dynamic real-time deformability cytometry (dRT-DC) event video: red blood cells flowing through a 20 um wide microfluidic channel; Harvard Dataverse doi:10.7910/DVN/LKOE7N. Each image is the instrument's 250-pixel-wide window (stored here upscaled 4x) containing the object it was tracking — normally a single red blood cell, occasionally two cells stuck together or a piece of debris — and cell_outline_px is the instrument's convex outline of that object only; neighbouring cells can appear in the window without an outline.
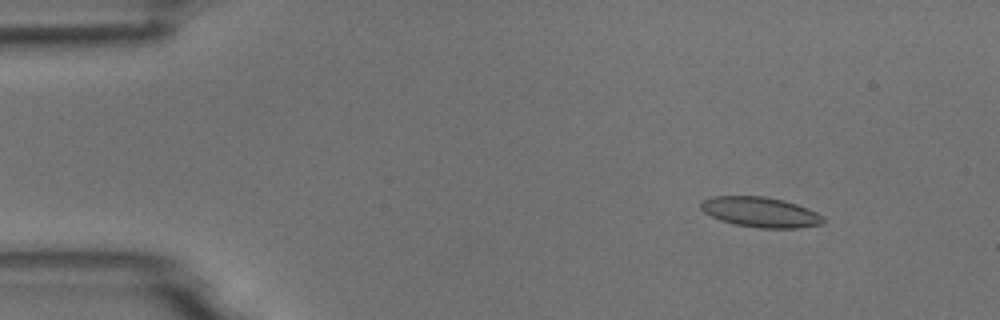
{"species": "common noctule bat (a hibernating species)", "species_latin": "Nyctalus noctula", "temperature_condition": "room temperature", "stored_images_in_passage": 5, "camera_frame_rate_fps": 3000, "um_per_image_px": 0.085, "animal": {"sex": "male", "body_mass_g": 18.8}, "frame": {"image": 1, "passage_image": 3, "time_ms": 2.0, "image_size_px": [1000, 320], "cell_outline_px": [[824, 224], [800, 228], [760, 228], [736, 224], [720, 220], [704, 212], [700, 208], [700, 204], [704, 200], [712, 196], [764, 196], [784, 200], [808, 208], [824, 216]], "centroid_in_image_um": [64.67, 18.03], "position_along_channel_um": 20.3, "area_um2": 21.56}}